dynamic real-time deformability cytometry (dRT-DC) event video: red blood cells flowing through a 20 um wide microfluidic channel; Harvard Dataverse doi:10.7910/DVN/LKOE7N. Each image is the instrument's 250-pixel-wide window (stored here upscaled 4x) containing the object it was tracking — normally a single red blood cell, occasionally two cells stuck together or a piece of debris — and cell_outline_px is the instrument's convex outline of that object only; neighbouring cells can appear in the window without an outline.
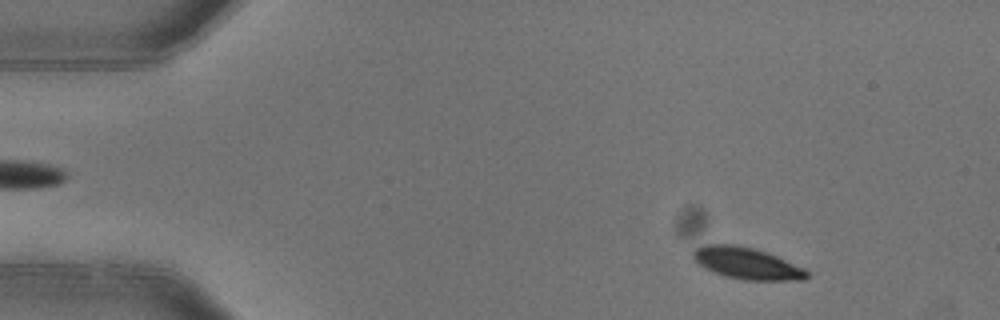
{"species": "common noctule bat (a hibernating species)", "species_latin": "Nyctalus noctula", "temperature_condition": "warm", "stored_images_in_passage": 4, "camera_frame_rate_fps": 3000, "um_per_image_px": 0.085, "animal": {"sex": "female"}, "frame": {"image": 1, "passage_image": 1, "time_ms": 0.0, "image_size_px": [1000, 320], "cell_outline_px": [[812, 276], [804, 280], [744, 280], [724, 276], [704, 268], [692, 260], [692, 252], [696, 248], [704, 244], [732, 244], [756, 248], [768, 252], [804, 268]], "centroid_in_image_um": [63.47, 22.38], "position_along_channel_um": 21.5, "area_um2": 21.33}}
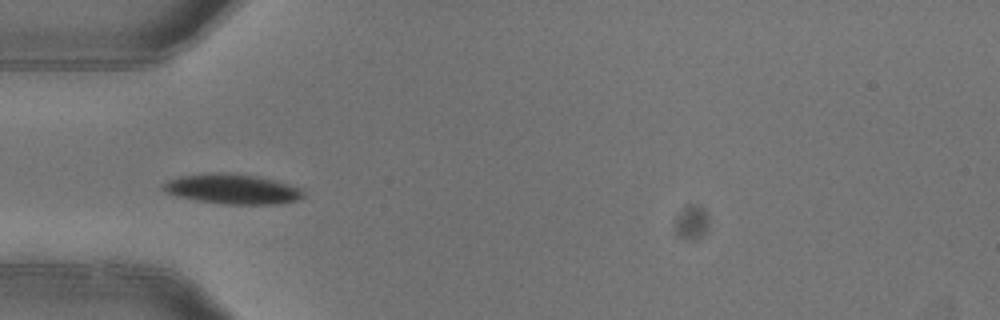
{"frame": {"image": 2, "passage_image": 4, "time_ms": 1.0, "image_size_px": [1000, 320], "cell_outline_px": [[304, 196], [296, 200], [280, 204], [224, 204], [196, 200], [176, 196], [164, 192], [160, 188], [168, 180], [180, 176], [216, 172], [252, 176], [272, 180], [300, 188], [304, 192]], "centroid_in_image_um": [19.7, 16.08], "position_along_channel_um": 65.3, "area_um2": 24.1}}